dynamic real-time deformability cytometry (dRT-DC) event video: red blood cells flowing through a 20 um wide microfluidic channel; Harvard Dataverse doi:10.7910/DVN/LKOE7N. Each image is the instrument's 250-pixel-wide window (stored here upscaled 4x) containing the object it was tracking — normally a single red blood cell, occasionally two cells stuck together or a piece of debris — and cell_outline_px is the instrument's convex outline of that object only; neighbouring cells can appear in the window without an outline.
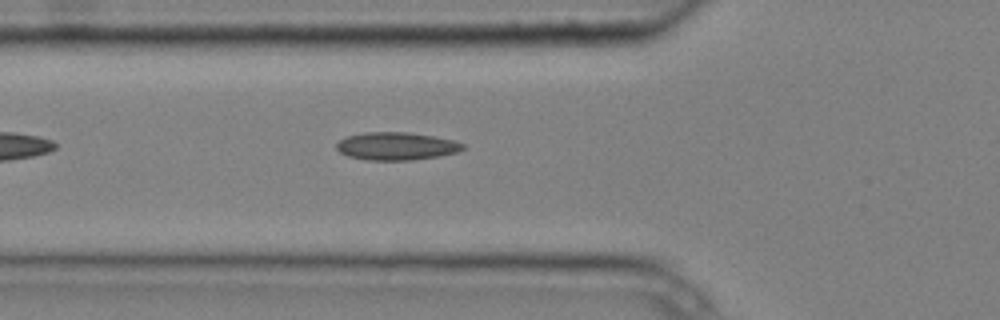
{"species": "common noctule bat (a hibernating species)", "species_latin": "Nyctalus noctula", "temperature_condition": "cold", "stored_images_in_passage": 5, "camera_frame_rate_fps": 3000, "um_per_image_px": 0.085, "animal": {"sex": "male", "body_mass_g": 20.4}, "frame": {"image": 1, "passage_image": 5, "time_ms": 1.333, "image_size_px": [1000, 320], "cell_outline_px": [[464, 148], [456, 152], [440, 156], [412, 160], [368, 160], [348, 156], [340, 152], [336, 148], [336, 144], [344, 136], [364, 132], [408, 132], [432, 136], [452, 140], [464, 144]], "centroid_in_image_um": [33.65, 12.42], "position_along_channel_um": 92.2, "area_um2": 20.46}}